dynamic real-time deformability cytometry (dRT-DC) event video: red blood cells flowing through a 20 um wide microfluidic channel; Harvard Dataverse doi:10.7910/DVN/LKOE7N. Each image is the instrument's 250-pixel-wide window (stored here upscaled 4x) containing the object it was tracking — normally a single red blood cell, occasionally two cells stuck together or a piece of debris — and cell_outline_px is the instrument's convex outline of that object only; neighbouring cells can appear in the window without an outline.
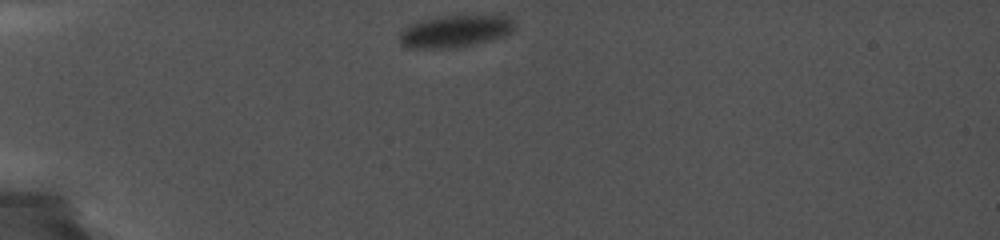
{"species": "common noctule bat (a hibernating species)", "species_latin": "Nyctalus noctula", "temperature_condition": "cold", "stored_images_in_passage": 45, "camera_frame_rate_fps": 5000, "um_per_image_px": 0.085, "animal": {"sex": "female", "body_mass_g": 19.0, "forearm_length_mm": 56.7}, "frame": {"image": 1, "passage_image": 1, "time_ms": 0.0, "image_size_px": [1000, 240], "cell_outline_px": [[516, 28], [512, 32], [504, 36], [476, 44], [460, 48], [408, 48], [400, 44], [400, 32], [412, 24], [424, 20], [444, 16], [500, 16], [512, 20]], "centroid_in_image_um": [38.69, 2.69], "position_along_channel_um": 46.3, "area_um2": 21.27}}
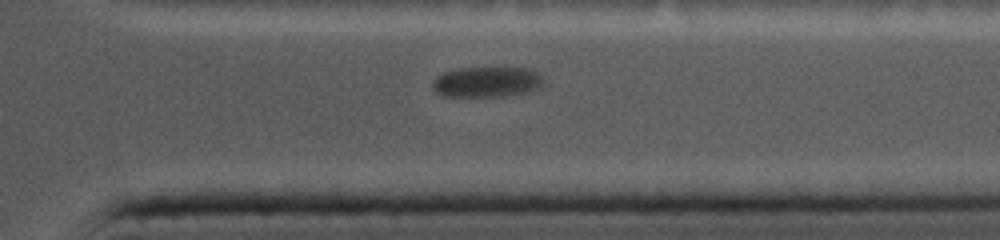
{"frame": {"image": 2, "passage_image": 34, "time_ms": 10.4, "image_size_px": [1000, 240], "cell_outline_px": [[544, 84], [532, 92], [504, 96], [440, 96], [432, 88], [432, 84], [436, 76], [444, 72], [456, 68], [524, 68], [536, 72], [544, 80]], "centroid_in_image_um": [41.37, 6.97], "position_along_channel_um": 370.0, "area_um2": 19.83}}
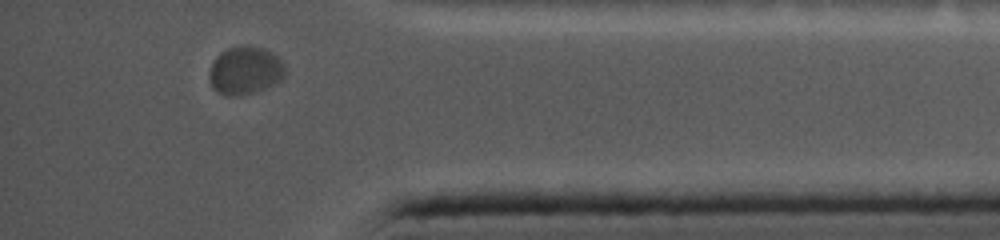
{"frame": {"image": 3, "passage_image": 40, "time_ms": 11.8, "image_size_px": [1000, 240], "cell_outline_px": [[284, 76], [280, 80], [264, 88], [252, 92], [236, 96], [228, 96], [212, 88], [212, 60], [220, 52], [228, 48], [244, 44], [248, 44], [264, 48], [272, 52], [284, 64]], "centroid_in_image_um": [20.85, 5.95], "position_along_channel_um": 414.3, "area_um2": 20.87}}